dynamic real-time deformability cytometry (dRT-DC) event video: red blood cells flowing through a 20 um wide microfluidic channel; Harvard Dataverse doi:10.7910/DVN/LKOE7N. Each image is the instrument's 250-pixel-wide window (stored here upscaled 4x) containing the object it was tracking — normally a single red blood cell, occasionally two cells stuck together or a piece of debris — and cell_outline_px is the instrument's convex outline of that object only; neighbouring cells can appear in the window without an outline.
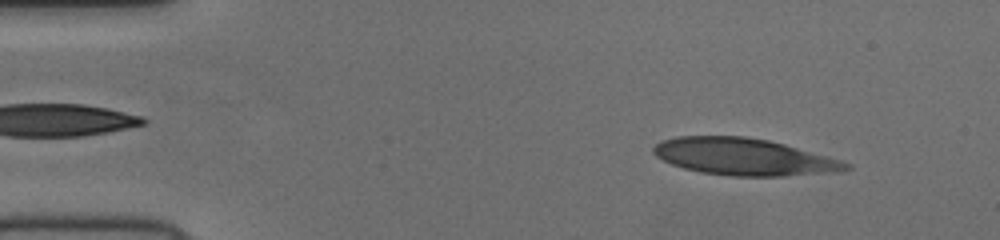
{"species": "human", "species_latin": "Homo sapiens", "temperature_condition": "cold", "stored_images_in_passage": 50, "camera_frame_rate_fps": 3000, "um_per_image_px": 0.085, "donor": {"sex": "female"}, "frame": {"image": 1, "passage_image": 5, "time_ms": 1.333, "image_size_px": [1000, 240], "cell_outline_px": [[852, 168], [840, 172], [784, 176], [728, 176], [700, 172], [684, 168], [672, 164], [656, 156], [652, 152], [652, 148], [656, 144], [664, 140], [676, 136], [744, 136], [768, 140], [784, 144], [824, 156], [848, 164]], "centroid_in_image_um": [63.18, 13.33], "position_along_channel_um": 21.8, "area_um2": 41.1}}
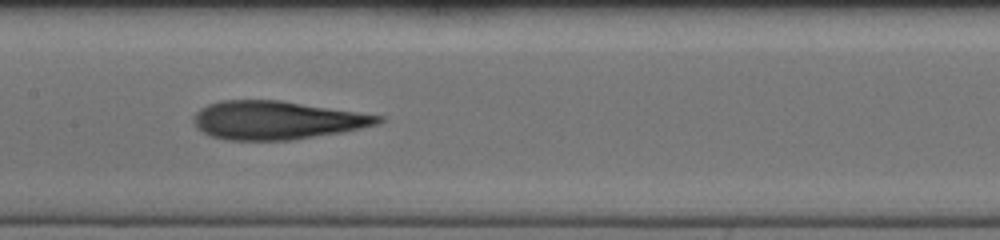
{"frame": {"image": 2, "passage_image": 24, "time_ms": 7.667, "image_size_px": [1000, 240], "cell_outline_px": [[384, 120], [376, 124], [360, 128], [340, 132], [292, 140], [228, 140], [212, 136], [196, 128], [192, 120], [196, 112], [200, 108], [208, 104], [220, 100], [280, 100], [384, 116]], "centroid_in_image_um": [23.48, 10.21], "position_along_channel_um": 183.9, "area_um2": 41.1}}
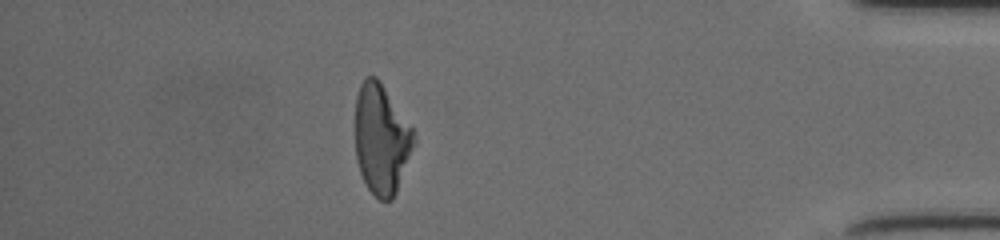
{"frame": {"image": 3, "passage_image": 44, "time_ms": 14.333, "image_size_px": [1000, 240], "cell_outline_px": [[416, 140], [396, 192], [392, 200], [380, 200], [368, 188], [360, 172], [356, 160], [356, 96], [360, 84], [364, 76], [376, 76], [380, 80], [412, 128]], "centroid_in_image_um": [32.41, 11.8], "position_along_channel_um": 402.8, "area_um2": 37.34}}